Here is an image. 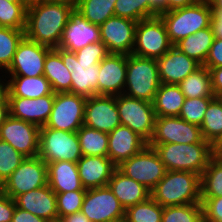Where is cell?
<instances>
[{
    "label": "cell",
    "instance_id": "obj_1",
    "mask_svg": "<svg viewBox=\"0 0 222 222\" xmlns=\"http://www.w3.org/2000/svg\"><path fill=\"white\" fill-rule=\"evenodd\" d=\"M74 8L45 0L28 4L24 35L36 43L56 48Z\"/></svg>",
    "mask_w": 222,
    "mask_h": 222
},
{
    "label": "cell",
    "instance_id": "obj_2",
    "mask_svg": "<svg viewBox=\"0 0 222 222\" xmlns=\"http://www.w3.org/2000/svg\"><path fill=\"white\" fill-rule=\"evenodd\" d=\"M162 207L201 203V176L189 171H167L151 190Z\"/></svg>",
    "mask_w": 222,
    "mask_h": 222
},
{
    "label": "cell",
    "instance_id": "obj_3",
    "mask_svg": "<svg viewBox=\"0 0 222 222\" xmlns=\"http://www.w3.org/2000/svg\"><path fill=\"white\" fill-rule=\"evenodd\" d=\"M148 145L154 148L167 171H189L201 176L214 156L210 143Z\"/></svg>",
    "mask_w": 222,
    "mask_h": 222
},
{
    "label": "cell",
    "instance_id": "obj_4",
    "mask_svg": "<svg viewBox=\"0 0 222 222\" xmlns=\"http://www.w3.org/2000/svg\"><path fill=\"white\" fill-rule=\"evenodd\" d=\"M159 16L166 25L171 43L175 45L188 35L210 27L212 9L208 0H199L183 8L162 12Z\"/></svg>",
    "mask_w": 222,
    "mask_h": 222
},
{
    "label": "cell",
    "instance_id": "obj_5",
    "mask_svg": "<svg viewBox=\"0 0 222 222\" xmlns=\"http://www.w3.org/2000/svg\"><path fill=\"white\" fill-rule=\"evenodd\" d=\"M160 85L158 64L155 59L138 57L133 54L127 56L123 94L153 103Z\"/></svg>",
    "mask_w": 222,
    "mask_h": 222
},
{
    "label": "cell",
    "instance_id": "obj_6",
    "mask_svg": "<svg viewBox=\"0 0 222 222\" xmlns=\"http://www.w3.org/2000/svg\"><path fill=\"white\" fill-rule=\"evenodd\" d=\"M38 156L47 164L56 161L77 163L83 156L76 132L40 127Z\"/></svg>",
    "mask_w": 222,
    "mask_h": 222
},
{
    "label": "cell",
    "instance_id": "obj_7",
    "mask_svg": "<svg viewBox=\"0 0 222 222\" xmlns=\"http://www.w3.org/2000/svg\"><path fill=\"white\" fill-rule=\"evenodd\" d=\"M172 46L166 25L160 16L144 19L137 23L133 55L157 60Z\"/></svg>",
    "mask_w": 222,
    "mask_h": 222
},
{
    "label": "cell",
    "instance_id": "obj_8",
    "mask_svg": "<svg viewBox=\"0 0 222 222\" xmlns=\"http://www.w3.org/2000/svg\"><path fill=\"white\" fill-rule=\"evenodd\" d=\"M116 105L121 125L129 127L149 143L156 120L153 103L120 94L116 96Z\"/></svg>",
    "mask_w": 222,
    "mask_h": 222
},
{
    "label": "cell",
    "instance_id": "obj_9",
    "mask_svg": "<svg viewBox=\"0 0 222 222\" xmlns=\"http://www.w3.org/2000/svg\"><path fill=\"white\" fill-rule=\"evenodd\" d=\"M48 184L47 164L39 157L25 158L4 181L0 189L9 197L38 189Z\"/></svg>",
    "mask_w": 222,
    "mask_h": 222
},
{
    "label": "cell",
    "instance_id": "obj_10",
    "mask_svg": "<svg viewBox=\"0 0 222 222\" xmlns=\"http://www.w3.org/2000/svg\"><path fill=\"white\" fill-rule=\"evenodd\" d=\"M86 100L87 98L70 92L55 93L52 111L45 126L77 132L84 125Z\"/></svg>",
    "mask_w": 222,
    "mask_h": 222
},
{
    "label": "cell",
    "instance_id": "obj_11",
    "mask_svg": "<svg viewBox=\"0 0 222 222\" xmlns=\"http://www.w3.org/2000/svg\"><path fill=\"white\" fill-rule=\"evenodd\" d=\"M117 168L126 176L146 186L150 191L167 172L164 163L154 148L149 145L130 159L123 161Z\"/></svg>",
    "mask_w": 222,
    "mask_h": 222
},
{
    "label": "cell",
    "instance_id": "obj_12",
    "mask_svg": "<svg viewBox=\"0 0 222 222\" xmlns=\"http://www.w3.org/2000/svg\"><path fill=\"white\" fill-rule=\"evenodd\" d=\"M81 212L91 222H115L125 218V209L109 186L87 189Z\"/></svg>",
    "mask_w": 222,
    "mask_h": 222
},
{
    "label": "cell",
    "instance_id": "obj_13",
    "mask_svg": "<svg viewBox=\"0 0 222 222\" xmlns=\"http://www.w3.org/2000/svg\"><path fill=\"white\" fill-rule=\"evenodd\" d=\"M53 48L25 36L19 42L13 61L4 72L6 77H38L44 74V62Z\"/></svg>",
    "mask_w": 222,
    "mask_h": 222
},
{
    "label": "cell",
    "instance_id": "obj_14",
    "mask_svg": "<svg viewBox=\"0 0 222 222\" xmlns=\"http://www.w3.org/2000/svg\"><path fill=\"white\" fill-rule=\"evenodd\" d=\"M194 144L209 143L204 140L201 128L179 116L156 117L155 129L148 144Z\"/></svg>",
    "mask_w": 222,
    "mask_h": 222
},
{
    "label": "cell",
    "instance_id": "obj_15",
    "mask_svg": "<svg viewBox=\"0 0 222 222\" xmlns=\"http://www.w3.org/2000/svg\"><path fill=\"white\" fill-rule=\"evenodd\" d=\"M0 140L8 142L26 158L37 157L40 127L9 115L0 126Z\"/></svg>",
    "mask_w": 222,
    "mask_h": 222
},
{
    "label": "cell",
    "instance_id": "obj_16",
    "mask_svg": "<svg viewBox=\"0 0 222 222\" xmlns=\"http://www.w3.org/2000/svg\"><path fill=\"white\" fill-rule=\"evenodd\" d=\"M71 73V93L90 98L98 95V79L100 62L78 61L75 52L54 48Z\"/></svg>",
    "mask_w": 222,
    "mask_h": 222
},
{
    "label": "cell",
    "instance_id": "obj_17",
    "mask_svg": "<svg viewBox=\"0 0 222 222\" xmlns=\"http://www.w3.org/2000/svg\"><path fill=\"white\" fill-rule=\"evenodd\" d=\"M137 23L127 18L112 16L99 26L100 39L109 54H132Z\"/></svg>",
    "mask_w": 222,
    "mask_h": 222
},
{
    "label": "cell",
    "instance_id": "obj_18",
    "mask_svg": "<svg viewBox=\"0 0 222 222\" xmlns=\"http://www.w3.org/2000/svg\"><path fill=\"white\" fill-rule=\"evenodd\" d=\"M84 125L110 133L121 125L116 96L96 95L85 103Z\"/></svg>",
    "mask_w": 222,
    "mask_h": 222
},
{
    "label": "cell",
    "instance_id": "obj_19",
    "mask_svg": "<svg viewBox=\"0 0 222 222\" xmlns=\"http://www.w3.org/2000/svg\"><path fill=\"white\" fill-rule=\"evenodd\" d=\"M98 95L123 94L127 72V55L108 54L99 64Z\"/></svg>",
    "mask_w": 222,
    "mask_h": 222
},
{
    "label": "cell",
    "instance_id": "obj_20",
    "mask_svg": "<svg viewBox=\"0 0 222 222\" xmlns=\"http://www.w3.org/2000/svg\"><path fill=\"white\" fill-rule=\"evenodd\" d=\"M156 61L160 82L172 85H178L189 74L202 66L195 59L181 52L175 45Z\"/></svg>",
    "mask_w": 222,
    "mask_h": 222
},
{
    "label": "cell",
    "instance_id": "obj_21",
    "mask_svg": "<svg viewBox=\"0 0 222 222\" xmlns=\"http://www.w3.org/2000/svg\"><path fill=\"white\" fill-rule=\"evenodd\" d=\"M101 41L100 27L88 22L75 10L71 14L60 40L59 48L76 52L81 48Z\"/></svg>",
    "mask_w": 222,
    "mask_h": 222
},
{
    "label": "cell",
    "instance_id": "obj_22",
    "mask_svg": "<svg viewBox=\"0 0 222 222\" xmlns=\"http://www.w3.org/2000/svg\"><path fill=\"white\" fill-rule=\"evenodd\" d=\"M10 115L14 118L43 127L49 120L55 93L36 99L8 97Z\"/></svg>",
    "mask_w": 222,
    "mask_h": 222
},
{
    "label": "cell",
    "instance_id": "obj_23",
    "mask_svg": "<svg viewBox=\"0 0 222 222\" xmlns=\"http://www.w3.org/2000/svg\"><path fill=\"white\" fill-rule=\"evenodd\" d=\"M108 141L107 156L116 166L130 159L148 145L144 138L123 125L117 126L108 133Z\"/></svg>",
    "mask_w": 222,
    "mask_h": 222
},
{
    "label": "cell",
    "instance_id": "obj_24",
    "mask_svg": "<svg viewBox=\"0 0 222 222\" xmlns=\"http://www.w3.org/2000/svg\"><path fill=\"white\" fill-rule=\"evenodd\" d=\"M16 207L28 211L48 222L57 220V200L56 193L45 185L35 190L22 193L14 198Z\"/></svg>",
    "mask_w": 222,
    "mask_h": 222
},
{
    "label": "cell",
    "instance_id": "obj_25",
    "mask_svg": "<svg viewBox=\"0 0 222 222\" xmlns=\"http://www.w3.org/2000/svg\"><path fill=\"white\" fill-rule=\"evenodd\" d=\"M79 177L85 189L108 186L117 168L108 156H82L77 162Z\"/></svg>",
    "mask_w": 222,
    "mask_h": 222
},
{
    "label": "cell",
    "instance_id": "obj_26",
    "mask_svg": "<svg viewBox=\"0 0 222 222\" xmlns=\"http://www.w3.org/2000/svg\"><path fill=\"white\" fill-rule=\"evenodd\" d=\"M108 186L125 210L151 197V191L146 186L126 176L118 168L113 172Z\"/></svg>",
    "mask_w": 222,
    "mask_h": 222
},
{
    "label": "cell",
    "instance_id": "obj_27",
    "mask_svg": "<svg viewBox=\"0 0 222 222\" xmlns=\"http://www.w3.org/2000/svg\"><path fill=\"white\" fill-rule=\"evenodd\" d=\"M48 185L55 193L87 190L79 177L77 163L56 161L47 163Z\"/></svg>",
    "mask_w": 222,
    "mask_h": 222
},
{
    "label": "cell",
    "instance_id": "obj_28",
    "mask_svg": "<svg viewBox=\"0 0 222 222\" xmlns=\"http://www.w3.org/2000/svg\"><path fill=\"white\" fill-rule=\"evenodd\" d=\"M7 96L36 99L53 93L44 75L38 77H7Z\"/></svg>",
    "mask_w": 222,
    "mask_h": 222
},
{
    "label": "cell",
    "instance_id": "obj_29",
    "mask_svg": "<svg viewBox=\"0 0 222 222\" xmlns=\"http://www.w3.org/2000/svg\"><path fill=\"white\" fill-rule=\"evenodd\" d=\"M43 75L50 82L54 93H71V73L64 65L61 55L54 48L45 58Z\"/></svg>",
    "mask_w": 222,
    "mask_h": 222
},
{
    "label": "cell",
    "instance_id": "obj_30",
    "mask_svg": "<svg viewBox=\"0 0 222 222\" xmlns=\"http://www.w3.org/2000/svg\"><path fill=\"white\" fill-rule=\"evenodd\" d=\"M212 26L201 29L193 35L181 39L175 46L188 57L195 59L201 65L205 63L214 40Z\"/></svg>",
    "mask_w": 222,
    "mask_h": 222
},
{
    "label": "cell",
    "instance_id": "obj_31",
    "mask_svg": "<svg viewBox=\"0 0 222 222\" xmlns=\"http://www.w3.org/2000/svg\"><path fill=\"white\" fill-rule=\"evenodd\" d=\"M184 100L178 85L161 83L153 101L156 117L179 116Z\"/></svg>",
    "mask_w": 222,
    "mask_h": 222
},
{
    "label": "cell",
    "instance_id": "obj_32",
    "mask_svg": "<svg viewBox=\"0 0 222 222\" xmlns=\"http://www.w3.org/2000/svg\"><path fill=\"white\" fill-rule=\"evenodd\" d=\"M178 86L185 98L215 97L212 90L210 70L204 66L189 74Z\"/></svg>",
    "mask_w": 222,
    "mask_h": 222
},
{
    "label": "cell",
    "instance_id": "obj_33",
    "mask_svg": "<svg viewBox=\"0 0 222 222\" xmlns=\"http://www.w3.org/2000/svg\"><path fill=\"white\" fill-rule=\"evenodd\" d=\"M200 128L204 140L213 147L222 138V98L215 97L209 103Z\"/></svg>",
    "mask_w": 222,
    "mask_h": 222
},
{
    "label": "cell",
    "instance_id": "obj_34",
    "mask_svg": "<svg viewBox=\"0 0 222 222\" xmlns=\"http://www.w3.org/2000/svg\"><path fill=\"white\" fill-rule=\"evenodd\" d=\"M82 155L107 156L108 133L83 125L77 132Z\"/></svg>",
    "mask_w": 222,
    "mask_h": 222
},
{
    "label": "cell",
    "instance_id": "obj_35",
    "mask_svg": "<svg viewBox=\"0 0 222 222\" xmlns=\"http://www.w3.org/2000/svg\"><path fill=\"white\" fill-rule=\"evenodd\" d=\"M116 0H79L75 11L88 22L100 26L114 16Z\"/></svg>",
    "mask_w": 222,
    "mask_h": 222
},
{
    "label": "cell",
    "instance_id": "obj_36",
    "mask_svg": "<svg viewBox=\"0 0 222 222\" xmlns=\"http://www.w3.org/2000/svg\"><path fill=\"white\" fill-rule=\"evenodd\" d=\"M222 197V158L213 156L201 175V198Z\"/></svg>",
    "mask_w": 222,
    "mask_h": 222
},
{
    "label": "cell",
    "instance_id": "obj_37",
    "mask_svg": "<svg viewBox=\"0 0 222 222\" xmlns=\"http://www.w3.org/2000/svg\"><path fill=\"white\" fill-rule=\"evenodd\" d=\"M114 16L139 22L159 14L149 5V0H116Z\"/></svg>",
    "mask_w": 222,
    "mask_h": 222
},
{
    "label": "cell",
    "instance_id": "obj_38",
    "mask_svg": "<svg viewBox=\"0 0 222 222\" xmlns=\"http://www.w3.org/2000/svg\"><path fill=\"white\" fill-rule=\"evenodd\" d=\"M24 30L0 27V71L5 72L11 65Z\"/></svg>",
    "mask_w": 222,
    "mask_h": 222
},
{
    "label": "cell",
    "instance_id": "obj_39",
    "mask_svg": "<svg viewBox=\"0 0 222 222\" xmlns=\"http://www.w3.org/2000/svg\"><path fill=\"white\" fill-rule=\"evenodd\" d=\"M163 207L152 197L125 210L126 222H161Z\"/></svg>",
    "mask_w": 222,
    "mask_h": 222
},
{
    "label": "cell",
    "instance_id": "obj_40",
    "mask_svg": "<svg viewBox=\"0 0 222 222\" xmlns=\"http://www.w3.org/2000/svg\"><path fill=\"white\" fill-rule=\"evenodd\" d=\"M27 6L25 2L0 0V27L24 30Z\"/></svg>",
    "mask_w": 222,
    "mask_h": 222
},
{
    "label": "cell",
    "instance_id": "obj_41",
    "mask_svg": "<svg viewBox=\"0 0 222 222\" xmlns=\"http://www.w3.org/2000/svg\"><path fill=\"white\" fill-rule=\"evenodd\" d=\"M161 222H203L201 203L163 207Z\"/></svg>",
    "mask_w": 222,
    "mask_h": 222
},
{
    "label": "cell",
    "instance_id": "obj_42",
    "mask_svg": "<svg viewBox=\"0 0 222 222\" xmlns=\"http://www.w3.org/2000/svg\"><path fill=\"white\" fill-rule=\"evenodd\" d=\"M214 98L215 97L185 98L179 117L200 127L208 105Z\"/></svg>",
    "mask_w": 222,
    "mask_h": 222
},
{
    "label": "cell",
    "instance_id": "obj_43",
    "mask_svg": "<svg viewBox=\"0 0 222 222\" xmlns=\"http://www.w3.org/2000/svg\"><path fill=\"white\" fill-rule=\"evenodd\" d=\"M25 158L8 142L0 140V186Z\"/></svg>",
    "mask_w": 222,
    "mask_h": 222
},
{
    "label": "cell",
    "instance_id": "obj_44",
    "mask_svg": "<svg viewBox=\"0 0 222 222\" xmlns=\"http://www.w3.org/2000/svg\"><path fill=\"white\" fill-rule=\"evenodd\" d=\"M86 190L56 193L58 218L81 211Z\"/></svg>",
    "mask_w": 222,
    "mask_h": 222
},
{
    "label": "cell",
    "instance_id": "obj_45",
    "mask_svg": "<svg viewBox=\"0 0 222 222\" xmlns=\"http://www.w3.org/2000/svg\"><path fill=\"white\" fill-rule=\"evenodd\" d=\"M78 61L101 62L108 54V49L102 41L91 43L75 52Z\"/></svg>",
    "mask_w": 222,
    "mask_h": 222
},
{
    "label": "cell",
    "instance_id": "obj_46",
    "mask_svg": "<svg viewBox=\"0 0 222 222\" xmlns=\"http://www.w3.org/2000/svg\"><path fill=\"white\" fill-rule=\"evenodd\" d=\"M203 222H222V197L201 198Z\"/></svg>",
    "mask_w": 222,
    "mask_h": 222
},
{
    "label": "cell",
    "instance_id": "obj_47",
    "mask_svg": "<svg viewBox=\"0 0 222 222\" xmlns=\"http://www.w3.org/2000/svg\"><path fill=\"white\" fill-rule=\"evenodd\" d=\"M209 70L222 67V38H214L205 63L202 65Z\"/></svg>",
    "mask_w": 222,
    "mask_h": 222
},
{
    "label": "cell",
    "instance_id": "obj_48",
    "mask_svg": "<svg viewBox=\"0 0 222 222\" xmlns=\"http://www.w3.org/2000/svg\"><path fill=\"white\" fill-rule=\"evenodd\" d=\"M15 201L0 189V222H12Z\"/></svg>",
    "mask_w": 222,
    "mask_h": 222
},
{
    "label": "cell",
    "instance_id": "obj_49",
    "mask_svg": "<svg viewBox=\"0 0 222 222\" xmlns=\"http://www.w3.org/2000/svg\"><path fill=\"white\" fill-rule=\"evenodd\" d=\"M12 222H48V221L28 211L22 210L19 207H15V211L12 217Z\"/></svg>",
    "mask_w": 222,
    "mask_h": 222
},
{
    "label": "cell",
    "instance_id": "obj_50",
    "mask_svg": "<svg viewBox=\"0 0 222 222\" xmlns=\"http://www.w3.org/2000/svg\"><path fill=\"white\" fill-rule=\"evenodd\" d=\"M210 74L214 96L222 98V67L211 68Z\"/></svg>",
    "mask_w": 222,
    "mask_h": 222
},
{
    "label": "cell",
    "instance_id": "obj_51",
    "mask_svg": "<svg viewBox=\"0 0 222 222\" xmlns=\"http://www.w3.org/2000/svg\"><path fill=\"white\" fill-rule=\"evenodd\" d=\"M199 0H166V11L183 8L195 4Z\"/></svg>",
    "mask_w": 222,
    "mask_h": 222
},
{
    "label": "cell",
    "instance_id": "obj_52",
    "mask_svg": "<svg viewBox=\"0 0 222 222\" xmlns=\"http://www.w3.org/2000/svg\"><path fill=\"white\" fill-rule=\"evenodd\" d=\"M10 115L9 111V99L6 95L1 101H0V126L5 122L7 117Z\"/></svg>",
    "mask_w": 222,
    "mask_h": 222
},
{
    "label": "cell",
    "instance_id": "obj_53",
    "mask_svg": "<svg viewBox=\"0 0 222 222\" xmlns=\"http://www.w3.org/2000/svg\"><path fill=\"white\" fill-rule=\"evenodd\" d=\"M212 9L211 19H222V0H208Z\"/></svg>",
    "mask_w": 222,
    "mask_h": 222
},
{
    "label": "cell",
    "instance_id": "obj_54",
    "mask_svg": "<svg viewBox=\"0 0 222 222\" xmlns=\"http://www.w3.org/2000/svg\"><path fill=\"white\" fill-rule=\"evenodd\" d=\"M64 222H91L81 211L62 218Z\"/></svg>",
    "mask_w": 222,
    "mask_h": 222
},
{
    "label": "cell",
    "instance_id": "obj_55",
    "mask_svg": "<svg viewBox=\"0 0 222 222\" xmlns=\"http://www.w3.org/2000/svg\"><path fill=\"white\" fill-rule=\"evenodd\" d=\"M149 5L158 13L166 11V0H149Z\"/></svg>",
    "mask_w": 222,
    "mask_h": 222
},
{
    "label": "cell",
    "instance_id": "obj_56",
    "mask_svg": "<svg viewBox=\"0 0 222 222\" xmlns=\"http://www.w3.org/2000/svg\"><path fill=\"white\" fill-rule=\"evenodd\" d=\"M214 37L222 38V19H211Z\"/></svg>",
    "mask_w": 222,
    "mask_h": 222
},
{
    "label": "cell",
    "instance_id": "obj_57",
    "mask_svg": "<svg viewBox=\"0 0 222 222\" xmlns=\"http://www.w3.org/2000/svg\"><path fill=\"white\" fill-rule=\"evenodd\" d=\"M0 101L7 95V77L4 72L0 71Z\"/></svg>",
    "mask_w": 222,
    "mask_h": 222
},
{
    "label": "cell",
    "instance_id": "obj_58",
    "mask_svg": "<svg viewBox=\"0 0 222 222\" xmlns=\"http://www.w3.org/2000/svg\"><path fill=\"white\" fill-rule=\"evenodd\" d=\"M45 1L66 4L76 9L79 0H45Z\"/></svg>",
    "mask_w": 222,
    "mask_h": 222
},
{
    "label": "cell",
    "instance_id": "obj_59",
    "mask_svg": "<svg viewBox=\"0 0 222 222\" xmlns=\"http://www.w3.org/2000/svg\"><path fill=\"white\" fill-rule=\"evenodd\" d=\"M214 155L222 158V138L214 146Z\"/></svg>",
    "mask_w": 222,
    "mask_h": 222
},
{
    "label": "cell",
    "instance_id": "obj_60",
    "mask_svg": "<svg viewBox=\"0 0 222 222\" xmlns=\"http://www.w3.org/2000/svg\"><path fill=\"white\" fill-rule=\"evenodd\" d=\"M27 5L34 3V2H38V1H43V0H23Z\"/></svg>",
    "mask_w": 222,
    "mask_h": 222
},
{
    "label": "cell",
    "instance_id": "obj_61",
    "mask_svg": "<svg viewBox=\"0 0 222 222\" xmlns=\"http://www.w3.org/2000/svg\"><path fill=\"white\" fill-rule=\"evenodd\" d=\"M8 2H24L23 0H6Z\"/></svg>",
    "mask_w": 222,
    "mask_h": 222
},
{
    "label": "cell",
    "instance_id": "obj_62",
    "mask_svg": "<svg viewBox=\"0 0 222 222\" xmlns=\"http://www.w3.org/2000/svg\"><path fill=\"white\" fill-rule=\"evenodd\" d=\"M51 222H64L62 219L53 220Z\"/></svg>",
    "mask_w": 222,
    "mask_h": 222
},
{
    "label": "cell",
    "instance_id": "obj_63",
    "mask_svg": "<svg viewBox=\"0 0 222 222\" xmlns=\"http://www.w3.org/2000/svg\"><path fill=\"white\" fill-rule=\"evenodd\" d=\"M115 222H126L125 219L119 220V221H115Z\"/></svg>",
    "mask_w": 222,
    "mask_h": 222
}]
</instances>
